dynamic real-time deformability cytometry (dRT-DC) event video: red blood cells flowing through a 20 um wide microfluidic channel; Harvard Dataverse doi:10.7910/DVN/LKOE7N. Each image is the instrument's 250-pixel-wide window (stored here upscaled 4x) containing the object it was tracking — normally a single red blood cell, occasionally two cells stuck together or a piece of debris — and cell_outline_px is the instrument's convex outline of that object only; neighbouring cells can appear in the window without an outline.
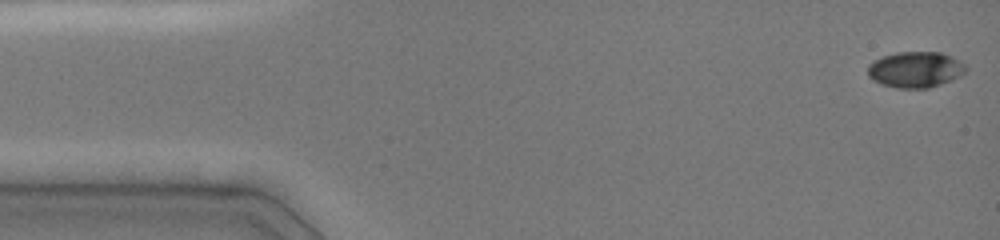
{"species": "common noctule bat (a hibernating species)", "species_latin": "Nyctalus noctula", "temperature_condition": "cold", "stored_images_in_passage": 14, "camera_frame_rate_fps": 3000, "um_per_image_px": 0.085, "animal": {"sex": "female", "body_mass_g": 19.0, "forearm_length_mm": 51.5}, "frame": {"image": 1, "passage_image": 1, "time_ms": 0.0, "image_size_px": [1000, 240], "cell_outline_px": [[968, 68], [960, 76], [952, 80], [928, 88], [896, 88], [880, 84], [872, 80], [868, 76], [868, 64], [884, 56], [896, 52], [940, 52], [952, 56], [960, 60]], "centroid_in_image_um": [77.81, 5.92], "position_along_channel_um": 7.2, "area_um2": 20.63}}
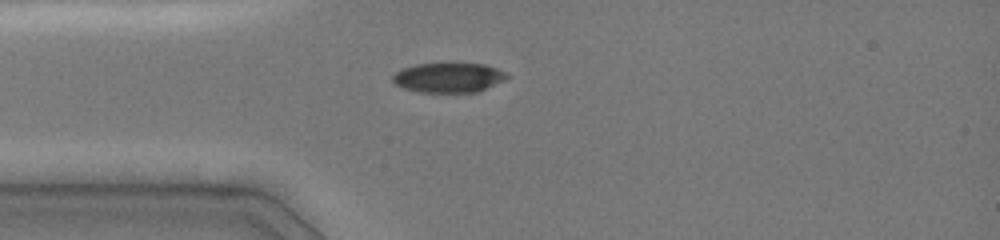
{"frame": {"image": 2, "passage_image": 10, "time_ms": 3.667, "image_size_px": [1000, 240], "cell_outline_px": [[512, 76], [504, 80], [476, 92], [420, 92], [404, 88], [396, 84], [392, 80], [392, 76], [396, 72], [404, 68], [416, 64], [484, 64], [496, 68]], "centroid_in_image_um": [38.13, 6.6], "position_along_channel_um": 46.9, "area_um2": 19.48}}
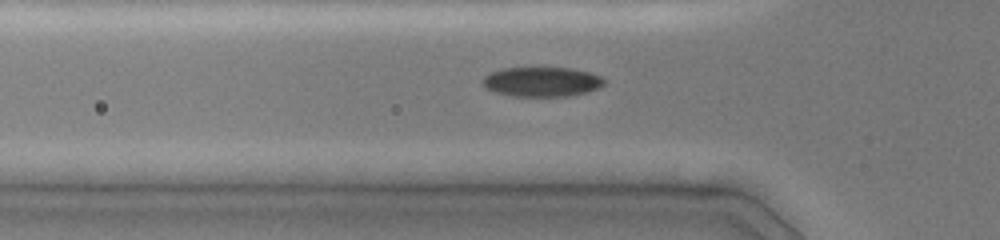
{"frame": {"image": 3, "passage_image": 13, "time_ms": 4.667, "image_size_px": [1000, 240], "cell_outline_px": [[608, 80], [600, 88], [588, 92], [568, 96], [512, 96], [496, 92], [484, 88], [480, 80], [484, 76], [500, 68], [572, 68], [588, 72], [600, 76]], "centroid_in_image_um": [46.06, 6.95], "position_along_channel_um": 79.7, "area_um2": 21.21}}